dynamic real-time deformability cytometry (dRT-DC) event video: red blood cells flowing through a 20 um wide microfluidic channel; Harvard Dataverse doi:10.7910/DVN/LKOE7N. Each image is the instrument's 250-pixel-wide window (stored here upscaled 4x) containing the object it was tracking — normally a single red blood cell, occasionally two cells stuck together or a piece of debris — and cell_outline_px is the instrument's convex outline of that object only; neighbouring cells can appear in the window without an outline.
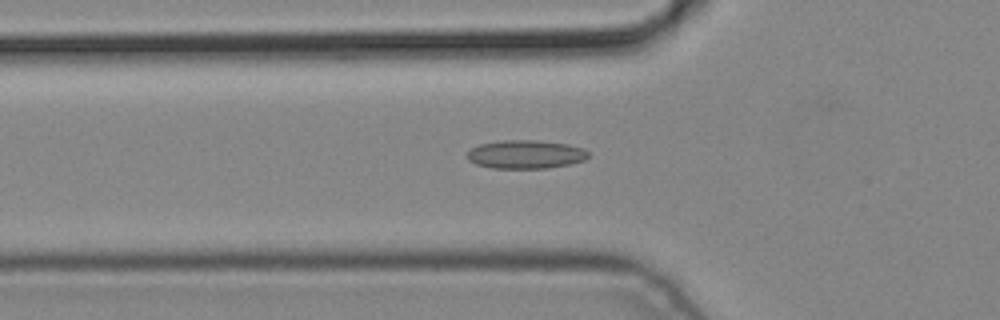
{"species": "common noctule bat (a hibernating species)", "species_latin": "Nyctalus noctula", "temperature_condition": "cold", "stored_images_in_passage": 3, "camera_frame_rate_fps": 3000, "um_per_image_px": 0.085, "animal": {"sex": "male", "body_mass_g": 19.2, "forearm_length_mm": 51.8}, "frame": {"image": 1, "passage_image": 3, "time_ms": 0.667, "image_size_px": [1000, 320], "cell_outline_px": [[588, 156], [584, 160], [568, 164], [548, 168], [492, 168], [476, 164], [468, 160], [468, 152], [472, 148], [480, 144], [500, 140], [540, 140], [568, 144], [584, 148], [588, 152]], "centroid_in_image_um": [44.68, 13.11], "position_along_channel_um": 81.1, "area_um2": 20.11}}